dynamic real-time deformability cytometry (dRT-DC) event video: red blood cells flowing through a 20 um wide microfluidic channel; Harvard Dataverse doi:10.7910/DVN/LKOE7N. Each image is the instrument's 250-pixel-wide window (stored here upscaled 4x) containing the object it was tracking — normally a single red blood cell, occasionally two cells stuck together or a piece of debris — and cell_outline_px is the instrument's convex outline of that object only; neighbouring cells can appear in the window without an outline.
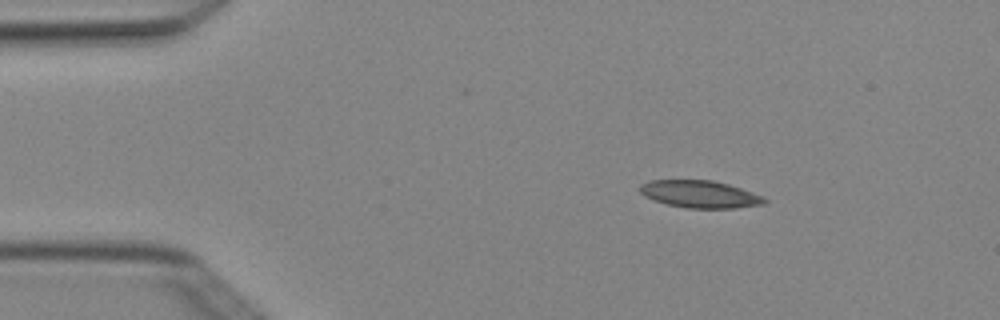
{"species": "Egyptian fruit bat (a non-hibernating species)", "species_latin": "Rousettus aegyptiacus", "temperature_condition": "cold", "stored_images_in_passage": 4, "camera_frame_rate_fps": 3000, "um_per_image_px": 0.085, "animal": {"sex": "female"}, "frame": {"image": 1, "passage_image": 1, "time_ms": 0.0, "image_size_px": [1000, 320], "cell_outline_px": [[768, 200], [764, 204], [736, 208], [688, 208], [668, 204], [644, 196], [640, 192], [640, 184], [652, 180], [712, 180], [728, 184], [764, 196]], "centroid_in_image_um": [59.52, 16.5], "position_along_channel_um": 25.5, "area_um2": 19.71}}